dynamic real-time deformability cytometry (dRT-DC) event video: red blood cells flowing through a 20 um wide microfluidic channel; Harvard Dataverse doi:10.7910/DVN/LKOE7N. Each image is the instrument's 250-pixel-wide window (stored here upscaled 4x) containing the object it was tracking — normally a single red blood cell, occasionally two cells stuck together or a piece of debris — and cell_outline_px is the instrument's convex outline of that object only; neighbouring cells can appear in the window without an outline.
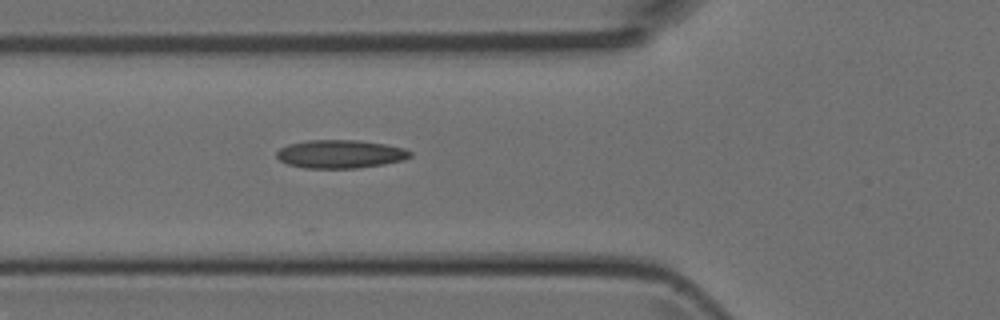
{"species": "Egyptian fruit bat (a non-hibernating species)", "species_latin": "Rousettus aegyptiacus", "temperature_condition": "room temperature", "stored_images_in_passage": 12, "camera_frame_rate_fps": 3000, "um_per_image_px": 0.085, "animal": {"sex": "female"}, "frame": {"image": 1, "passage_image": 6, "time_ms": 1.667, "image_size_px": [1000, 320], "cell_outline_px": [[412, 156], [404, 160], [384, 164], [356, 168], [304, 168], [288, 164], [280, 160], [276, 156], [276, 152], [280, 148], [288, 144], [308, 140], [360, 140], [384, 144], [404, 148], [412, 152]], "centroid_in_image_um": [28.93, 13.09], "position_along_channel_um": 96.9, "area_um2": 22.08}}
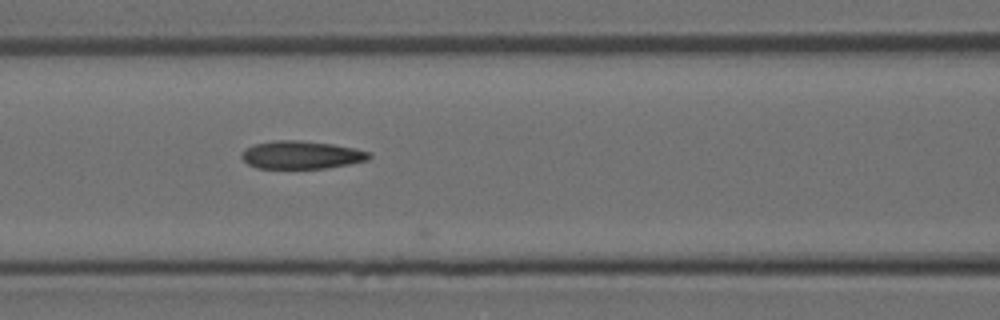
{"frame": {"image": 2, "passage_image": 9, "time_ms": 2.667, "image_size_px": [1000, 320], "cell_outline_px": [[372, 156], [368, 160], [348, 164], [324, 168], [256, 168], [248, 164], [240, 156], [252, 144], [272, 140], [300, 140], [332, 144], [356, 148], [372, 152]], "centroid_in_image_um": [25.64, 13.16], "position_along_channel_um": 141.0, "area_um2": 20.81}}